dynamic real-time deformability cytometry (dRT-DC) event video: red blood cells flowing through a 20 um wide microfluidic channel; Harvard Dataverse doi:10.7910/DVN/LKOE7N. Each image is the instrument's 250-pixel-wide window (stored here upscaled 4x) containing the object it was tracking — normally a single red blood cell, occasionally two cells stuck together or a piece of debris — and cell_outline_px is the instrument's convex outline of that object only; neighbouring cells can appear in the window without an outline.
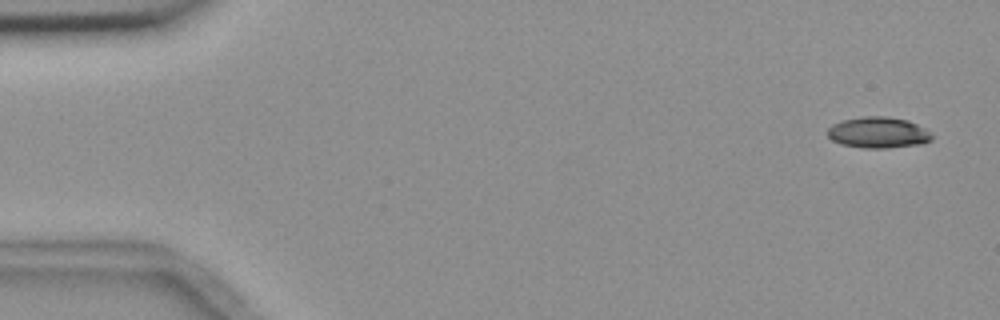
{"species": "common noctule bat (a hibernating species)", "species_latin": "Nyctalus noctula", "temperature_condition": "room temperature", "stored_images_in_passage": 5, "camera_frame_rate_fps": 3000, "um_per_image_px": 0.085, "animal": {"sex": "female", "body_mass_g": 18.4}, "frame": {"image": 1, "passage_image": 1, "time_ms": 0.0, "image_size_px": [1000, 320], "cell_outline_px": [[932, 140], [924, 144], [884, 148], [860, 148], [840, 144], [832, 140], [828, 136], [828, 128], [832, 124], [844, 120], [860, 116], [888, 116], [908, 120], [924, 128], [932, 136]], "centroid_in_image_um": [74.64, 11.27], "position_along_channel_um": 10.4, "area_um2": 19.02}}
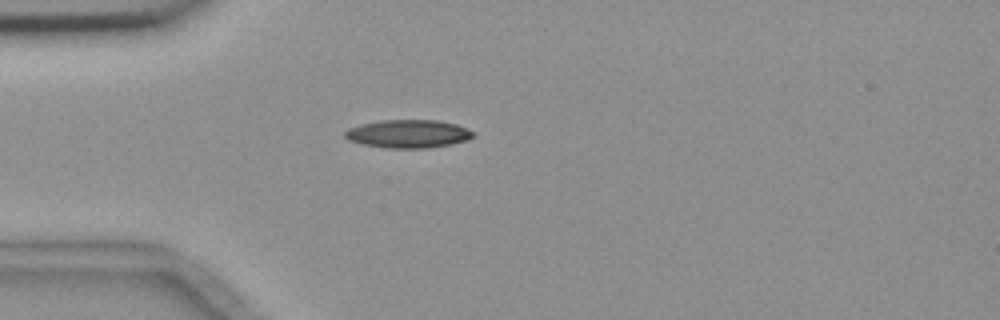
{"frame": {"image": 2, "passage_image": 3, "time_ms": 4.333, "image_size_px": [1000, 320], "cell_outline_px": [[476, 136], [468, 140], [452, 144], [428, 148], [388, 148], [364, 144], [348, 140], [344, 136], [344, 132], [348, 128], [360, 124], [380, 120], [436, 120], [456, 124], [476, 132]], "centroid_in_image_um": [34.73, 11.37], "position_along_channel_um": 50.3, "area_um2": 21.21}}